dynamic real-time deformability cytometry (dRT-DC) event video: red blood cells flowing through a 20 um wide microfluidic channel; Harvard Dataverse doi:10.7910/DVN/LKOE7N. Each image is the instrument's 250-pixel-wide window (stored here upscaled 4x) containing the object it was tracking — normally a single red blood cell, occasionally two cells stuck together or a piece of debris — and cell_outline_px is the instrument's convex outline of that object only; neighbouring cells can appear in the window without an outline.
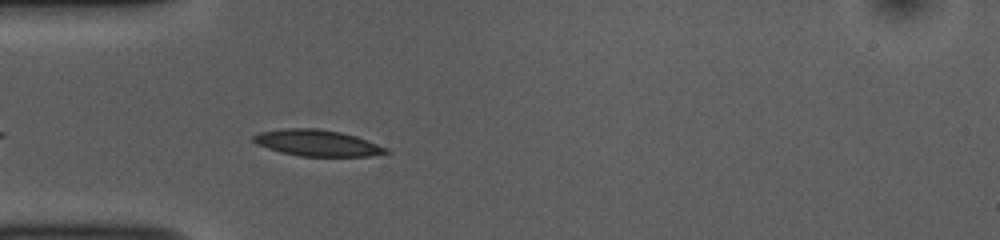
{"species": "common noctule bat (a hibernating species)", "species_latin": "Nyctalus noctula", "temperature_condition": "room temperature", "stored_images_in_passage": 41, "camera_frame_rate_fps": 3000, "um_per_image_px": 0.085, "animal": {"sex": "female", "body_mass_g": 10.0, "forearm_length_mm": 53.1}, "frame": {"image": 1, "passage_image": 4, "time_ms": 1.0, "image_size_px": [1000, 240], "cell_outline_px": [[392, 152], [368, 156], [300, 156], [280, 152], [256, 144], [252, 140], [252, 136], [260, 132], [288, 128], [316, 128], [340, 132], [356, 136], [388, 148]], "centroid_in_image_um": [26.97, 12.15], "position_along_channel_um": 58.0, "area_um2": 20.23}}
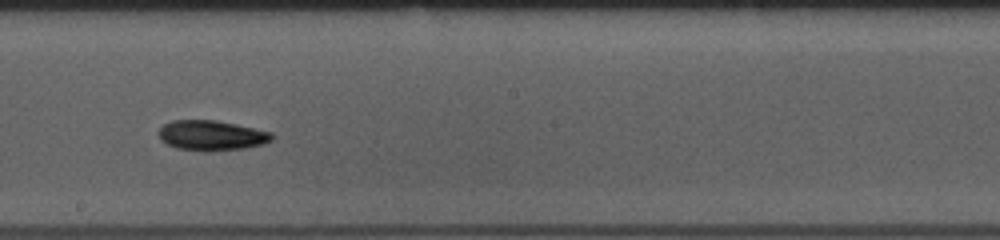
{"frame": {"image": 2, "passage_image": 18, "time_ms": 5.667, "image_size_px": [1000, 240], "cell_outline_px": [[276, 136], [272, 140], [264, 144], [244, 148], [204, 152], [176, 148], [160, 140], [160, 128], [164, 124], [172, 120], [216, 120], [236, 124], [272, 132]], "centroid_in_image_um": [18.01, 11.52], "position_along_channel_um": 230.2, "area_um2": 20.0}}
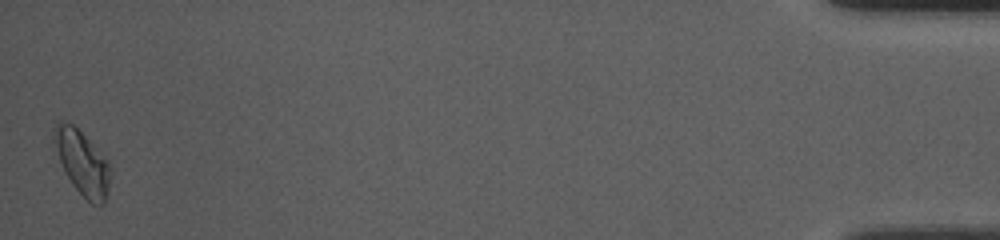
{"frame": {"image": 3, "passage_image": 41, "time_ms": 13.333, "image_size_px": [1000, 240], "cell_outline_px": [[108, 188], [104, 204], [92, 204], [72, 184], [60, 160], [52, 140], [52, 128], [60, 120], [64, 120], [72, 124], [108, 160]], "centroid_in_image_um": [6.94, 13.78], "position_along_channel_um": 428.3, "area_um2": 20.35}, "authors_computed_cell_mechanics": {"area_um2": 19.1318, "velocity_mm_per_s": 3.7612, "shape_relaxation_time_tau1_ms": 5.9042, "shape_relaxation_time_tau2_ms": 7.8818, "deformation_change_tau1": 0.1231, "deformation_change_tau2": 0.1308}}